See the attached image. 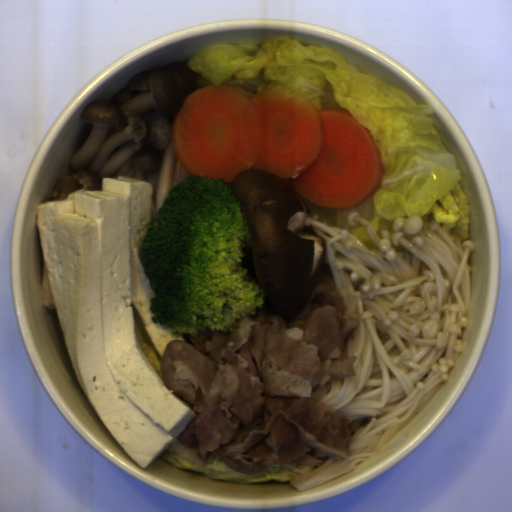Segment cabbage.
Here are the masks:
<instances>
[{"mask_svg": "<svg viewBox=\"0 0 512 512\" xmlns=\"http://www.w3.org/2000/svg\"><path fill=\"white\" fill-rule=\"evenodd\" d=\"M185 66L196 74V85H228L249 99L265 89L276 98L302 97L315 108L347 110L372 135L384 168L376 194L353 208L328 209L298 196L319 223L346 229L370 251H380L367 227L351 226L348 214L358 211L379 239L387 230L395 245L394 222L417 216L436 220L456 244L468 239L469 204L461 187L456 156L440 139L429 105L377 76L362 73L337 51L303 45L297 38H271L264 43H216L190 56Z\"/></svg>", "mask_w": 512, "mask_h": 512, "instance_id": "1", "label": "cabbage"}, {"mask_svg": "<svg viewBox=\"0 0 512 512\" xmlns=\"http://www.w3.org/2000/svg\"><path fill=\"white\" fill-rule=\"evenodd\" d=\"M159 457L172 469L190 471L215 481L240 485L261 483L264 481L291 482V477L299 475L302 472H310L323 464V461L317 464H301L294 460L280 468L279 462L274 461L273 467L262 474H243L229 468L223 462L220 455L215 452L209 457L205 466L196 467L194 462L179 455L175 451L172 443Z\"/></svg>", "mask_w": 512, "mask_h": 512, "instance_id": "2", "label": "cabbage"}, {"mask_svg": "<svg viewBox=\"0 0 512 512\" xmlns=\"http://www.w3.org/2000/svg\"><path fill=\"white\" fill-rule=\"evenodd\" d=\"M133 308V318H134V328H135V336L137 340V344L151 367L158 374V376L162 379V358L156 349L152 339L147 333L144 325V321L136 310L132 303Z\"/></svg>", "mask_w": 512, "mask_h": 512, "instance_id": "3", "label": "cabbage"}]
</instances>
